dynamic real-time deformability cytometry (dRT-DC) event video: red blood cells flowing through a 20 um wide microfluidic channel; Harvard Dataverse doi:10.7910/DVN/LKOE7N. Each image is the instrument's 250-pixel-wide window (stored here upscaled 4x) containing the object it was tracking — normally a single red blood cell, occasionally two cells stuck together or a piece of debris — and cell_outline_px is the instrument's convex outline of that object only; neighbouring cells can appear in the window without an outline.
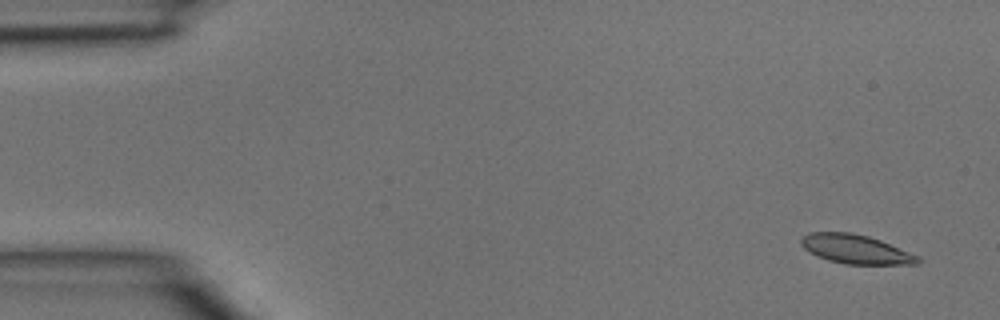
{"species": "common noctule bat (a hibernating species)", "species_latin": "Nyctalus noctula", "temperature_condition": "room temperature", "stored_images_in_passage": 4, "camera_frame_rate_fps": 3000, "um_per_image_px": 0.085, "animal": {"sex": "male", "body_mass_g": 15.6}, "frame": {"image": 1, "passage_image": 1, "time_ms": 0.0, "image_size_px": [1000, 320], "cell_outline_px": [[920, 264], [844, 264], [828, 260], [816, 256], [808, 252], [800, 244], [800, 240], [808, 232], [852, 232], [868, 236], [880, 240], [920, 256]], "centroid_in_image_um": [72.72, 21.18], "position_along_channel_um": 12.3, "area_um2": 19.88}}
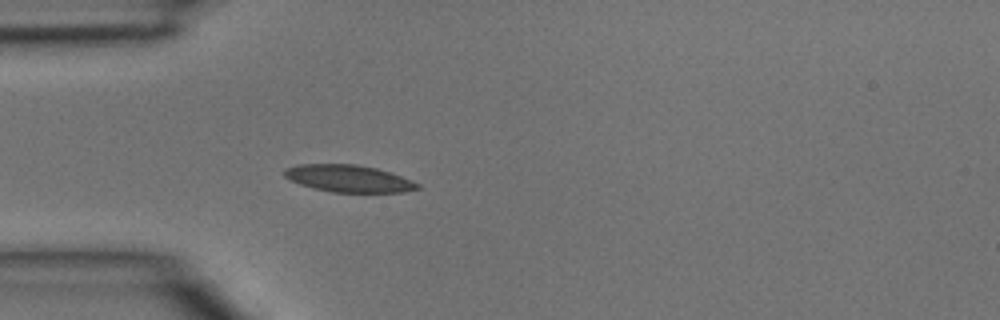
{"frame": {"image": 2, "passage_image": 4, "time_ms": 1.0, "image_size_px": [1000, 320], "cell_outline_px": [[420, 188], [404, 192], [332, 192], [312, 188], [300, 184], [284, 176], [284, 168], [296, 164], [356, 164], [376, 168], [392, 172], [412, 180], [420, 184]], "centroid_in_image_um": [29.65, 15.17], "position_along_channel_um": 55.4, "area_um2": 21.15}}